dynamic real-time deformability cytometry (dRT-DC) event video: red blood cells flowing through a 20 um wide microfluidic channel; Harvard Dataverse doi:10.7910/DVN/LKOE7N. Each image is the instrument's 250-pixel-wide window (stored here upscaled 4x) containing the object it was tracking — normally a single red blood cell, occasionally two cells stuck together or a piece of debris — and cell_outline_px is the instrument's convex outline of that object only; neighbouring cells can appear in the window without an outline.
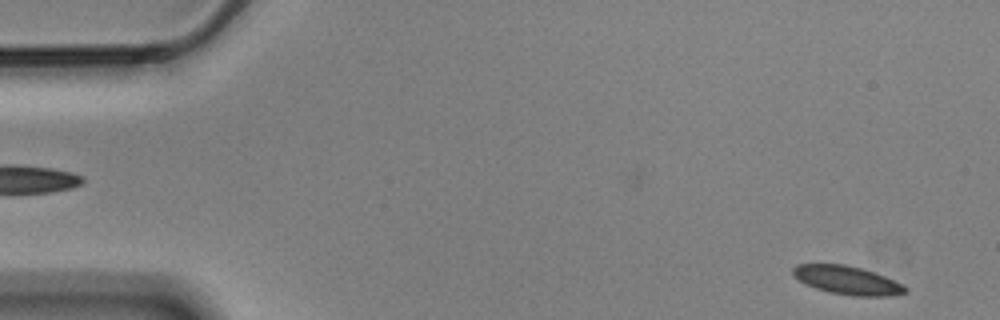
{"species": "Egyptian fruit bat (a non-hibernating species)", "species_latin": "Rousettus aegyptiacus", "temperature_condition": "cold", "stored_images_in_passage": 57, "camera_frame_rate_fps": 3000, "um_per_image_px": 0.085, "animal": {"sex": "male"}, "frame": {"image": 1, "passage_image": 3, "time_ms": 0.667, "image_size_px": [1000, 320], "cell_outline_px": [[908, 292], [892, 296], [852, 296], [828, 292], [816, 288], [800, 280], [792, 272], [792, 268], [796, 264], [844, 264], [860, 268], [884, 276], [904, 284], [908, 288]], "centroid_in_image_um": [72.06, 23.83], "position_along_channel_um": 12.9, "area_um2": 18.55}}
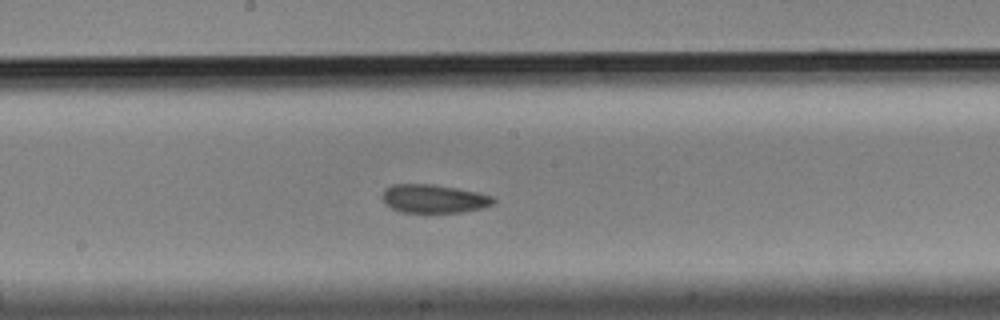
{"frame": {"image": 2, "passage_image": 30, "time_ms": 9.667, "image_size_px": [1000, 320], "cell_outline_px": [[496, 200], [492, 204], [484, 208], [464, 212], [400, 212], [384, 204], [380, 196], [384, 188], [392, 184], [432, 184], [456, 188], [476, 192], [492, 196]], "centroid_in_image_um": [36.82, 16.89], "position_along_channel_um": 211.4, "area_um2": 18.61}}
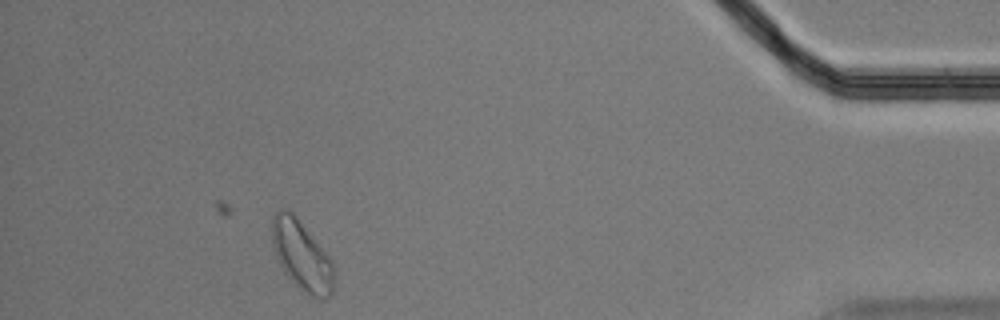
{"frame": {"image": 3, "passage_image": 52, "time_ms": 17.0, "image_size_px": [1000, 320], "cell_outline_px": [[332, 296], [328, 300], [320, 300], [308, 296], [284, 272], [280, 264], [272, 244], [272, 216], [280, 208], [288, 208], [296, 216], [328, 256], [332, 264]], "centroid_in_image_um": [25.62, 21.73], "position_along_channel_um": 409.6, "area_um2": 24.85}, "authors_computed_cell_mechanics": {"area_um2": 18.8428, "velocity_mm_per_s": 3.4692, "shape_relaxation_time_tau1_ms": null, "shape_relaxation_time_tau2_ms": 3.1062, "deformation_change_tau1": null, "deformation_change_tau2": 0.0769}}